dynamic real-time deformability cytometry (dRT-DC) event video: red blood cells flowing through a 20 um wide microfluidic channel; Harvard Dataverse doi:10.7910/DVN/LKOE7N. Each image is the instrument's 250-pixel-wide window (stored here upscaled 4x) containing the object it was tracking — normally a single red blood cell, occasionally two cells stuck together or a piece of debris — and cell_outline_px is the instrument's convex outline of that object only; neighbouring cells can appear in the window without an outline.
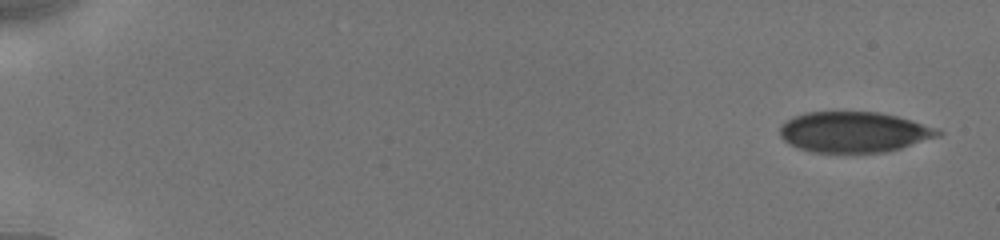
{"species": "human", "species_latin": "Homo sapiens", "temperature_condition": "cold", "stored_images_in_passage": 15, "camera_frame_rate_fps": 3000, "um_per_image_px": 0.085, "donor": {"sex": "male"}, "frame": {"image": 1, "passage_image": 1, "time_ms": 0.0, "image_size_px": [1000, 240], "cell_outline_px": [[944, 132], [940, 136], [900, 148], [884, 152], [812, 152], [788, 144], [780, 136], [780, 124], [792, 116], [804, 112], [880, 112], [912, 120], [936, 128]], "centroid_in_image_um": [72.56, 11.21], "position_along_channel_um": 12.4, "area_um2": 37.45}}
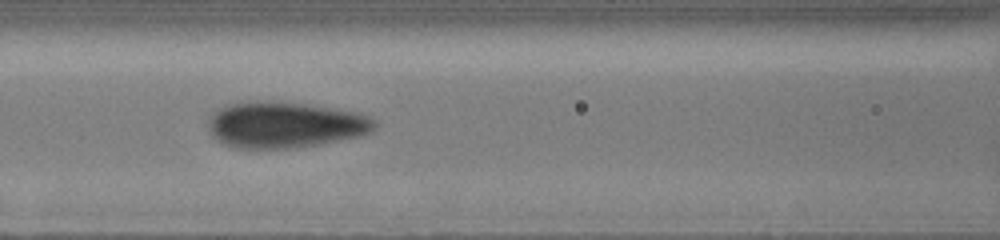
{"frame": {"image": 2, "passage_image": 11, "time_ms": 7.667, "image_size_px": [1000, 240], "cell_outline_px": [[376, 124], [372, 132], [360, 136], [316, 144], [288, 148], [236, 148], [224, 144], [212, 136], [208, 132], [208, 116], [216, 108], [224, 104], [244, 100], [256, 100], [308, 104], [360, 112], [376, 120]], "centroid_in_image_um": [24.15, 10.58], "position_along_channel_um": 142.4, "area_um2": 45.32}}
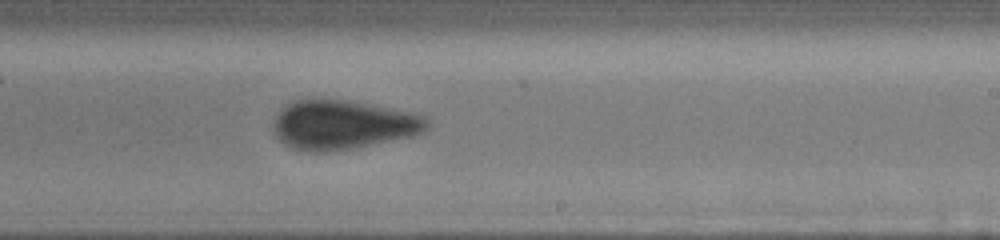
{"frame": {"image": 3, "passage_image": 15, "time_ms": 10.667, "image_size_px": [1000, 240], "cell_outline_px": [[432, 124], [424, 132], [408, 136], [348, 148], [324, 152], [312, 152], [292, 148], [284, 144], [276, 136], [272, 124], [276, 116], [288, 104], [296, 100], [348, 100], [416, 112], [424, 116]], "centroid_in_image_um": [29.16, 10.59], "position_along_channel_um": 259.8, "area_um2": 43.52}}